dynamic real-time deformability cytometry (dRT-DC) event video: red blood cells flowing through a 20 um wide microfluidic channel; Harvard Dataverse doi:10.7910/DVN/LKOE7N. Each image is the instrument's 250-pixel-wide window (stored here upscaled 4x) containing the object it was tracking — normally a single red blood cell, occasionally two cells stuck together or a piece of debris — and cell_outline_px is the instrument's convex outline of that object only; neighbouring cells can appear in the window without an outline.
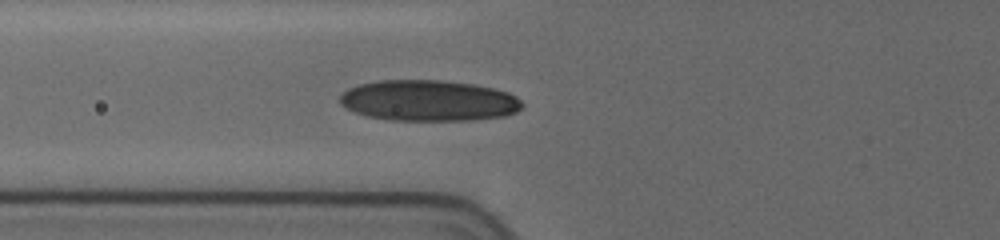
{"species": "human", "species_latin": "Homo sapiens", "temperature_condition": "cold", "stored_images_in_passage": 20, "camera_frame_rate_fps": 3000, "um_per_image_px": 0.085, "donor": {"sex": "female"}, "frame": {"image": 1, "passage_image": 17, "time_ms": 8.667, "image_size_px": [1000, 240], "cell_outline_px": [[524, 108], [516, 112], [504, 116], [476, 120], [392, 120], [368, 116], [356, 112], [340, 104], [340, 96], [348, 88], [360, 84], [380, 80], [440, 80], [472, 84], [492, 88], [508, 92], [516, 96], [524, 104]], "centroid_in_image_um": [36.47, 8.55], "position_along_channel_um": 89.3, "area_um2": 43.47}}
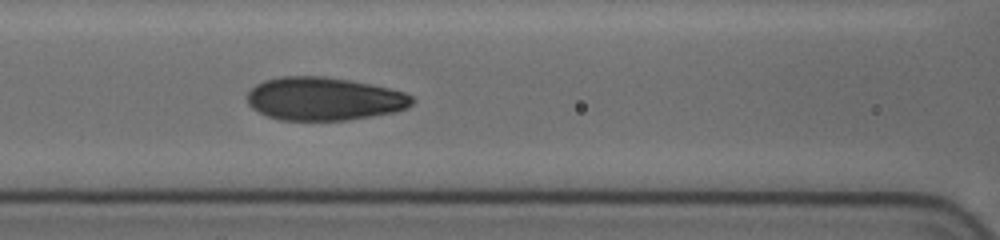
{"frame": {"image": 2, "passage_image": 20, "time_ms": 10.0, "image_size_px": [1000, 240], "cell_outline_px": [[416, 100], [408, 108], [396, 112], [348, 120], [280, 120], [268, 116], [252, 108], [248, 104], [248, 92], [256, 84], [264, 80], [280, 76], [324, 76], [348, 80], [388, 88], [404, 92], [412, 96]], "centroid_in_image_um": [27.56, 8.4], "position_along_channel_um": 139.0, "area_um2": 41.5}}